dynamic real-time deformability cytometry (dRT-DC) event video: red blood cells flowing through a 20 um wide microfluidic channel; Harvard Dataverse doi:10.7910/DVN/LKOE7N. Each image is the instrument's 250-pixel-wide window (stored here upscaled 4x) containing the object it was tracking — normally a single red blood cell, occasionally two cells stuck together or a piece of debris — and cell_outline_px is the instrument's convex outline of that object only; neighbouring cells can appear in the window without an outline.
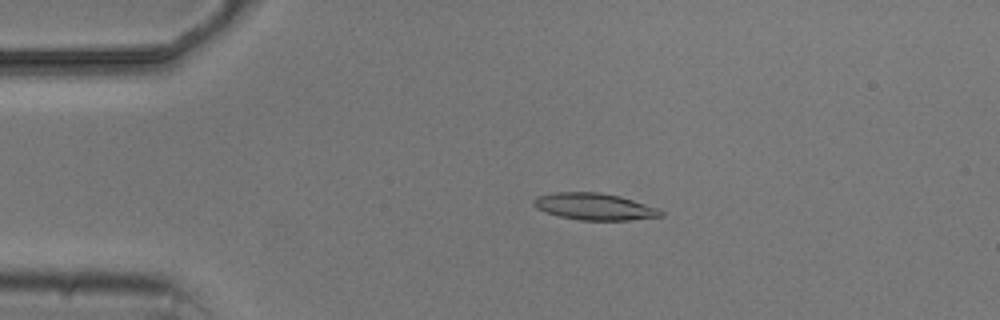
{"species": "common noctule bat (a hibernating species)", "species_latin": "Nyctalus noctula", "temperature_condition": "cold", "stored_images_in_passage": 5, "camera_frame_rate_fps": 3000, "um_per_image_px": 0.085, "animal": {"sex": "male", "body_mass_g": 20.5, "forearm_length_mm": 52.5}, "frame": {"image": 1, "passage_image": 4, "time_ms": 3.333, "image_size_px": [1000, 320], "cell_outline_px": [[664, 216], [628, 220], [580, 220], [560, 216], [536, 208], [532, 204], [532, 200], [536, 196], [556, 192], [600, 192], [620, 196], [660, 208], [664, 212]], "centroid_in_image_um": [50.55, 17.55], "position_along_channel_um": 34.4, "area_um2": 19.94}}